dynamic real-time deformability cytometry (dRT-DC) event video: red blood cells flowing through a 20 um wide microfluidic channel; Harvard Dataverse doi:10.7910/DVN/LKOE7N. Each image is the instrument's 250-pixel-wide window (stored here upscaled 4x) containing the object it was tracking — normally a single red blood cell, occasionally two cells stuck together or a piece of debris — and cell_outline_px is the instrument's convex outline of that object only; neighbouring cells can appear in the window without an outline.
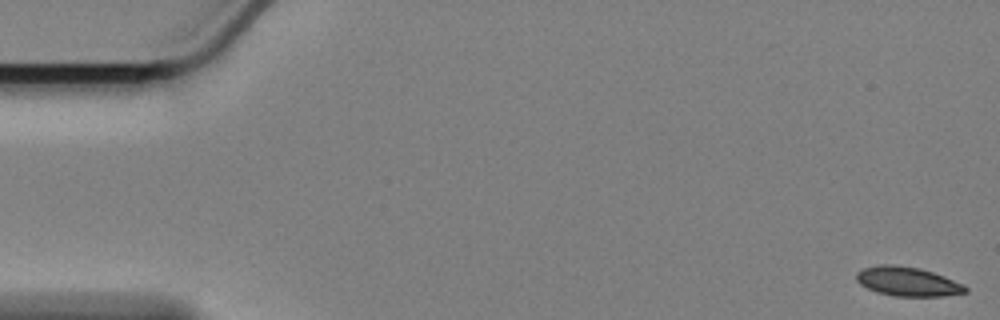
{"species": "Egyptian fruit bat (a non-hibernating species)", "species_latin": "Rousettus aegyptiacus", "temperature_condition": "cold", "stored_images_in_passage": 15, "camera_frame_rate_fps": 3000, "um_per_image_px": 0.085, "animal": {"sex": "female"}, "frame": {"image": 1, "passage_image": 1, "time_ms": 0.0, "image_size_px": [1000, 320], "cell_outline_px": [[968, 292], [944, 296], [892, 296], [876, 292], [860, 284], [856, 280], [856, 272], [864, 268], [880, 264], [892, 264], [920, 268], [944, 276], [964, 284], [968, 288]], "centroid_in_image_um": [77.15, 23.93], "position_along_channel_um": 7.8, "area_um2": 18.67}}
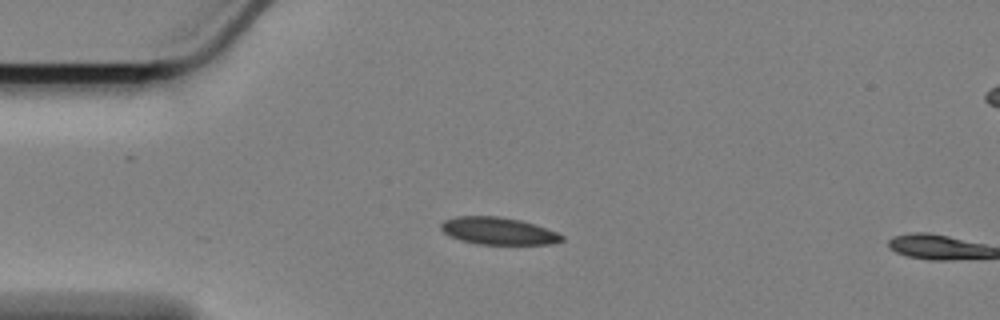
{"frame": {"image": 2, "passage_image": 14, "time_ms": 4.333, "image_size_px": [1000, 320], "cell_outline_px": [[564, 240], [552, 244], [476, 244], [460, 240], [448, 236], [440, 228], [440, 224], [444, 220], [456, 216], [496, 216], [520, 220], [556, 232], [564, 236]], "centroid_in_image_um": [42.3, 19.64], "position_along_channel_um": 42.7, "area_um2": 19.13}}